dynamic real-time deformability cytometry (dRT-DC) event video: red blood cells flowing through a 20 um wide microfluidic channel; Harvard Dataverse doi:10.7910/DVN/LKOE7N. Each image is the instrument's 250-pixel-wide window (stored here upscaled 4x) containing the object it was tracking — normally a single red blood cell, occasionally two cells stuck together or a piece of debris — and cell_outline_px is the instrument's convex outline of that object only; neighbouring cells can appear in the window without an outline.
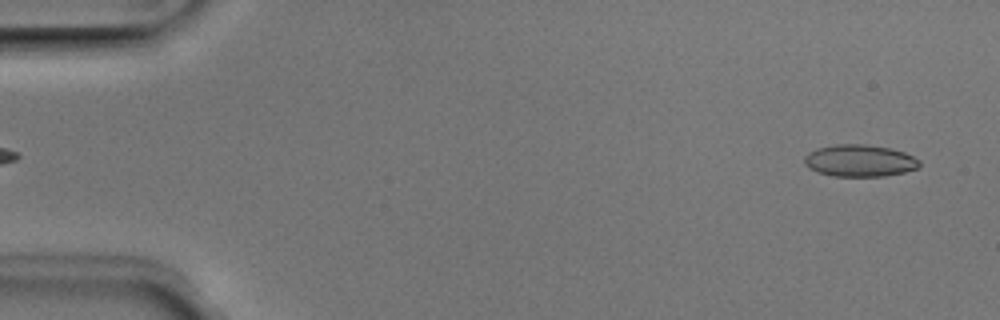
{"species": "Egyptian fruit bat (a non-hibernating species)", "species_latin": "Rousettus aegyptiacus", "temperature_condition": "room temperature", "stored_images_in_passage": 50, "camera_frame_rate_fps": 3000, "um_per_image_px": 0.085, "animal": {"sex": "male"}, "frame": {"image": 1, "passage_image": 2, "time_ms": 0.333, "image_size_px": [1000, 320], "cell_outline_px": [[920, 164], [916, 168], [904, 172], [884, 176], [832, 176], [816, 172], [804, 164], [804, 156], [808, 152], [816, 148], [836, 144], [864, 144], [892, 148], [904, 152], [920, 160]], "centroid_in_image_um": [73.04, 13.65], "position_along_channel_um": 12.0, "area_um2": 21.56}}
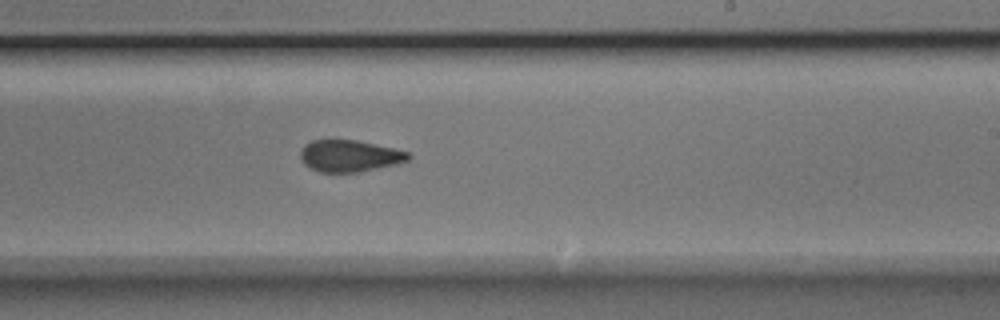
{"frame": {"image": 2, "passage_image": 30, "time_ms": 9.667, "image_size_px": [1000, 320], "cell_outline_px": [[412, 156], [408, 160], [396, 164], [360, 172], [320, 172], [304, 164], [300, 156], [300, 152], [304, 144], [312, 140], [356, 140], [392, 148], [408, 152]], "centroid_in_image_um": [29.7, 13.25], "position_along_channel_um": 259.3, "area_um2": 19.83}}
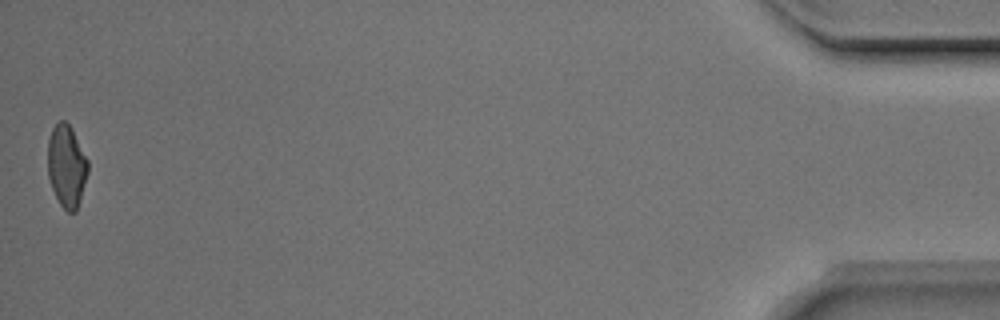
{"frame": {"image": 3, "passage_image": 50, "time_ms": 16.333, "image_size_px": [1000, 320], "cell_outline_px": [[88, 172], [80, 200], [76, 212], [68, 212], [60, 204], [52, 188], [48, 176], [48, 140], [52, 128], [60, 120], [64, 120], [72, 128], [88, 160]], "centroid_in_image_um": [5.66, 14.1], "position_along_channel_um": 429.5, "area_um2": 19.25}, "authors_computed_cell_mechanics": {"area_um2": 21.0681, "velocity_mm_per_s": 3.9612, "shape_relaxation_time_tau1_ms": 7.8929, "shape_relaxation_time_tau2_ms": 1.8015, "deformation_change_tau1": 0.153, "deformation_change_tau2": 0.0854}}